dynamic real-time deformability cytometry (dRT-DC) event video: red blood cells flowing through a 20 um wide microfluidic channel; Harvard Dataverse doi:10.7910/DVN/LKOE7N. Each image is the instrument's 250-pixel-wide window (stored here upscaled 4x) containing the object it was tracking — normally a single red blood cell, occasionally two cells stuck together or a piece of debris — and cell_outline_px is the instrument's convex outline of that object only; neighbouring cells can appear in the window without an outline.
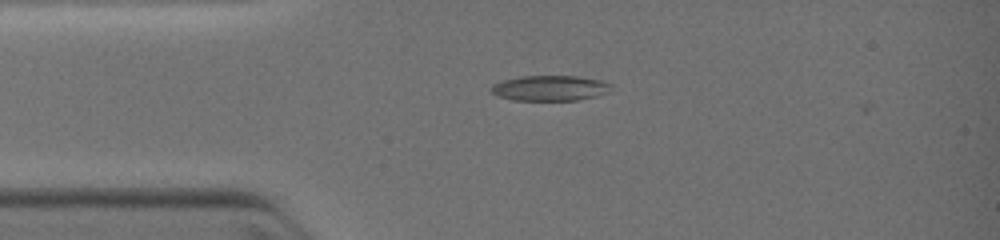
{"species": "common noctule bat (a hibernating species)", "species_latin": "Nyctalus noctula", "temperature_condition": "warm", "stored_images_in_passage": 2, "camera_frame_rate_fps": 3000, "um_per_image_px": 0.085, "animal": {"sex": "female", "body_mass_g": 19.0, "forearm_length_mm": 51.5}, "frame": {"image": 1, "passage_image": 1, "time_ms": 0.0, "image_size_px": [1000, 240], "cell_outline_px": [[612, 84], [608, 92], [596, 96], [576, 100], [512, 100], [500, 96], [492, 92], [488, 88], [492, 84], [504, 80], [520, 76], [576, 76], [604, 80]], "centroid_in_image_um": [46.75, 7.48], "position_along_channel_um": 38.2, "area_um2": 17.74}}